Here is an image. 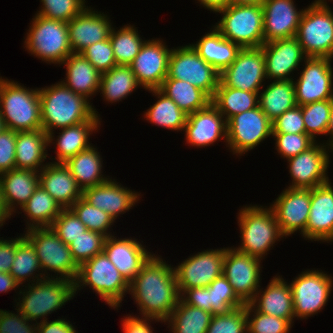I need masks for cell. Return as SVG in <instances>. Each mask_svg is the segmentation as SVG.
Returning a JSON list of instances; mask_svg holds the SVG:
<instances>
[{
	"label": "cell",
	"mask_w": 333,
	"mask_h": 333,
	"mask_svg": "<svg viewBox=\"0 0 333 333\" xmlns=\"http://www.w3.org/2000/svg\"><path fill=\"white\" fill-rule=\"evenodd\" d=\"M208 287L210 313L213 316L228 314L231 310L245 305L223 275L213 280Z\"/></svg>",
	"instance_id": "obj_45"
},
{
	"label": "cell",
	"mask_w": 333,
	"mask_h": 333,
	"mask_svg": "<svg viewBox=\"0 0 333 333\" xmlns=\"http://www.w3.org/2000/svg\"><path fill=\"white\" fill-rule=\"evenodd\" d=\"M272 133H306L301 106L296 105L273 120Z\"/></svg>",
	"instance_id": "obj_55"
},
{
	"label": "cell",
	"mask_w": 333,
	"mask_h": 333,
	"mask_svg": "<svg viewBox=\"0 0 333 333\" xmlns=\"http://www.w3.org/2000/svg\"><path fill=\"white\" fill-rule=\"evenodd\" d=\"M307 239L333 242V186L330 181L311 189Z\"/></svg>",
	"instance_id": "obj_26"
},
{
	"label": "cell",
	"mask_w": 333,
	"mask_h": 333,
	"mask_svg": "<svg viewBox=\"0 0 333 333\" xmlns=\"http://www.w3.org/2000/svg\"><path fill=\"white\" fill-rule=\"evenodd\" d=\"M261 261L262 259L235 248H225L222 275L244 304L250 303L260 288Z\"/></svg>",
	"instance_id": "obj_14"
},
{
	"label": "cell",
	"mask_w": 333,
	"mask_h": 333,
	"mask_svg": "<svg viewBox=\"0 0 333 333\" xmlns=\"http://www.w3.org/2000/svg\"><path fill=\"white\" fill-rule=\"evenodd\" d=\"M246 316L247 333H289L292 327L288 320L262 314L250 303L246 304Z\"/></svg>",
	"instance_id": "obj_48"
},
{
	"label": "cell",
	"mask_w": 333,
	"mask_h": 333,
	"mask_svg": "<svg viewBox=\"0 0 333 333\" xmlns=\"http://www.w3.org/2000/svg\"><path fill=\"white\" fill-rule=\"evenodd\" d=\"M64 164L69 168L82 190L110 179L109 176L107 178L103 175L102 157L97 147L94 148L93 145L69 158Z\"/></svg>",
	"instance_id": "obj_35"
},
{
	"label": "cell",
	"mask_w": 333,
	"mask_h": 333,
	"mask_svg": "<svg viewBox=\"0 0 333 333\" xmlns=\"http://www.w3.org/2000/svg\"><path fill=\"white\" fill-rule=\"evenodd\" d=\"M184 131L187 144L194 147L210 146L219 139L227 141V121L212 103L189 114Z\"/></svg>",
	"instance_id": "obj_24"
},
{
	"label": "cell",
	"mask_w": 333,
	"mask_h": 333,
	"mask_svg": "<svg viewBox=\"0 0 333 333\" xmlns=\"http://www.w3.org/2000/svg\"><path fill=\"white\" fill-rule=\"evenodd\" d=\"M42 129L67 128L86 121H100V114L84 96L71 91L61 81L39 88Z\"/></svg>",
	"instance_id": "obj_2"
},
{
	"label": "cell",
	"mask_w": 333,
	"mask_h": 333,
	"mask_svg": "<svg viewBox=\"0 0 333 333\" xmlns=\"http://www.w3.org/2000/svg\"><path fill=\"white\" fill-rule=\"evenodd\" d=\"M272 136V121L258 106L227 121L226 145L233 154L243 155Z\"/></svg>",
	"instance_id": "obj_13"
},
{
	"label": "cell",
	"mask_w": 333,
	"mask_h": 333,
	"mask_svg": "<svg viewBox=\"0 0 333 333\" xmlns=\"http://www.w3.org/2000/svg\"><path fill=\"white\" fill-rule=\"evenodd\" d=\"M6 129L5 123L2 120L1 114H0V133L3 132Z\"/></svg>",
	"instance_id": "obj_67"
},
{
	"label": "cell",
	"mask_w": 333,
	"mask_h": 333,
	"mask_svg": "<svg viewBox=\"0 0 333 333\" xmlns=\"http://www.w3.org/2000/svg\"><path fill=\"white\" fill-rule=\"evenodd\" d=\"M109 39L117 65L126 66L133 62L146 41L140 37L135 26L128 24L121 27L118 31H116L115 27H112Z\"/></svg>",
	"instance_id": "obj_43"
},
{
	"label": "cell",
	"mask_w": 333,
	"mask_h": 333,
	"mask_svg": "<svg viewBox=\"0 0 333 333\" xmlns=\"http://www.w3.org/2000/svg\"><path fill=\"white\" fill-rule=\"evenodd\" d=\"M24 235L18 236L16 238H11L10 240L0 239V272L9 273L14 257L16 254V246L24 239Z\"/></svg>",
	"instance_id": "obj_59"
},
{
	"label": "cell",
	"mask_w": 333,
	"mask_h": 333,
	"mask_svg": "<svg viewBox=\"0 0 333 333\" xmlns=\"http://www.w3.org/2000/svg\"><path fill=\"white\" fill-rule=\"evenodd\" d=\"M264 43L296 37L304 9L297 11L294 0H264Z\"/></svg>",
	"instance_id": "obj_23"
},
{
	"label": "cell",
	"mask_w": 333,
	"mask_h": 333,
	"mask_svg": "<svg viewBox=\"0 0 333 333\" xmlns=\"http://www.w3.org/2000/svg\"><path fill=\"white\" fill-rule=\"evenodd\" d=\"M139 86L130 66L117 65L101 74L99 92L107 102L115 103L131 95Z\"/></svg>",
	"instance_id": "obj_40"
},
{
	"label": "cell",
	"mask_w": 333,
	"mask_h": 333,
	"mask_svg": "<svg viewBox=\"0 0 333 333\" xmlns=\"http://www.w3.org/2000/svg\"><path fill=\"white\" fill-rule=\"evenodd\" d=\"M211 30L203 35L196 44L190 45L201 58L221 73L235 60L241 47L224 38L214 26Z\"/></svg>",
	"instance_id": "obj_34"
},
{
	"label": "cell",
	"mask_w": 333,
	"mask_h": 333,
	"mask_svg": "<svg viewBox=\"0 0 333 333\" xmlns=\"http://www.w3.org/2000/svg\"><path fill=\"white\" fill-rule=\"evenodd\" d=\"M39 185L58 202L63 209L70 208L83 190L64 163L48 162L39 172Z\"/></svg>",
	"instance_id": "obj_28"
},
{
	"label": "cell",
	"mask_w": 333,
	"mask_h": 333,
	"mask_svg": "<svg viewBox=\"0 0 333 333\" xmlns=\"http://www.w3.org/2000/svg\"><path fill=\"white\" fill-rule=\"evenodd\" d=\"M256 292L250 304L260 313L268 314L294 323L292 291L289 283L281 276H274L266 289Z\"/></svg>",
	"instance_id": "obj_30"
},
{
	"label": "cell",
	"mask_w": 333,
	"mask_h": 333,
	"mask_svg": "<svg viewBox=\"0 0 333 333\" xmlns=\"http://www.w3.org/2000/svg\"><path fill=\"white\" fill-rule=\"evenodd\" d=\"M296 38L307 57L333 58V11L325 0L304 9Z\"/></svg>",
	"instance_id": "obj_7"
},
{
	"label": "cell",
	"mask_w": 333,
	"mask_h": 333,
	"mask_svg": "<svg viewBox=\"0 0 333 333\" xmlns=\"http://www.w3.org/2000/svg\"><path fill=\"white\" fill-rule=\"evenodd\" d=\"M241 244L235 249L260 259L267 255L276 241L285 236L276 221L273 210L259 205L244 206L239 210Z\"/></svg>",
	"instance_id": "obj_5"
},
{
	"label": "cell",
	"mask_w": 333,
	"mask_h": 333,
	"mask_svg": "<svg viewBox=\"0 0 333 333\" xmlns=\"http://www.w3.org/2000/svg\"><path fill=\"white\" fill-rule=\"evenodd\" d=\"M50 227L68 246L87 230L70 208L63 209Z\"/></svg>",
	"instance_id": "obj_52"
},
{
	"label": "cell",
	"mask_w": 333,
	"mask_h": 333,
	"mask_svg": "<svg viewBox=\"0 0 333 333\" xmlns=\"http://www.w3.org/2000/svg\"><path fill=\"white\" fill-rule=\"evenodd\" d=\"M222 18L214 25L221 35L241 48L264 44L262 4L232 5L218 10Z\"/></svg>",
	"instance_id": "obj_8"
},
{
	"label": "cell",
	"mask_w": 333,
	"mask_h": 333,
	"mask_svg": "<svg viewBox=\"0 0 333 333\" xmlns=\"http://www.w3.org/2000/svg\"><path fill=\"white\" fill-rule=\"evenodd\" d=\"M172 49L160 39L146 40L129 65L138 84L145 90L159 89L167 77Z\"/></svg>",
	"instance_id": "obj_20"
},
{
	"label": "cell",
	"mask_w": 333,
	"mask_h": 333,
	"mask_svg": "<svg viewBox=\"0 0 333 333\" xmlns=\"http://www.w3.org/2000/svg\"><path fill=\"white\" fill-rule=\"evenodd\" d=\"M39 270H41V266L36 255L35 248L26 238H24L16 246V254L9 273L19 283V285H22L24 282H26V280L30 281L32 279L29 282L32 283L45 279L46 277L44 276L43 271ZM36 272L42 273L36 275Z\"/></svg>",
	"instance_id": "obj_44"
},
{
	"label": "cell",
	"mask_w": 333,
	"mask_h": 333,
	"mask_svg": "<svg viewBox=\"0 0 333 333\" xmlns=\"http://www.w3.org/2000/svg\"><path fill=\"white\" fill-rule=\"evenodd\" d=\"M329 148L317 141L306 151L287 159L292 179L290 188L312 189L329 182Z\"/></svg>",
	"instance_id": "obj_17"
},
{
	"label": "cell",
	"mask_w": 333,
	"mask_h": 333,
	"mask_svg": "<svg viewBox=\"0 0 333 333\" xmlns=\"http://www.w3.org/2000/svg\"><path fill=\"white\" fill-rule=\"evenodd\" d=\"M272 137L275 138V149L285 159L306 151L316 142L306 133H272Z\"/></svg>",
	"instance_id": "obj_53"
},
{
	"label": "cell",
	"mask_w": 333,
	"mask_h": 333,
	"mask_svg": "<svg viewBox=\"0 0 333 333\" xmlns=\"http://www.w3.org/2000/svg\"><path fill=\"white\" fill-rule=\"evenodd\" d=\"M264 0H229L232 5L262 4Z\"/></svg>",
	"instance_id": "obj_66"
},
{
	"label": "cell",
	"mask_w": 333,
	"mask_h": 333,
	"mask_svg": "<svg viewBox=\"0 0 333 333\" xmlns=\"http://www.w3.org/2000/svg\"><path fill=\"white\" fill-rule=\"evenodd\" d=\"M145 247L135 238L117 239L112 235L106 238L103 252L120 274L130 282L152 255Z\"/></svg>",
	"instance_id": "obj_27"
},
{
	"label": "cell",
	"mask_w": 333,
	"mask_h": 333,
	"mask_svg": "<svg viewBox=\"0 0 333 333\" xmlns=\"http://www.w3.org/2000/svg\"><path fill=\"white\" fill-rule=\"evenodd\" d=\"M142 317L168 319L180 299L174 266L152 254L129 282V293Z\"/></svg>",
	"instance_id": "obj_1"
},
{
	"label": "cell",
	"mask_w": 333,
	"mask_h": 333,
	"mask_svg": "<svg viewBox=\"0 0 333 333\" xmlns=\"http://www.w3.org/2000/svg\"><path fill=\"white\" fill-rule=\"evenodd\" d=\"M48 134L43 129L16 132L15 168L40 172L46 165Z\"/></svg>",
	"instance_id": "obj_32"
},
{
	"label": "cell",
	"mask_w": 333,
	"mask_h": 333,
	"mask_svg": "<svg viewBox=\"0 0 333 333\" xmlns=\"http://www.w3.org/2000/svg\"><path fill=\"white\" fill-rule=\"evenodd\" d=\"M0 114L6 129L15 132L42 129L39 88L30 89L18 82H0Z\"/></svg>",
	"instance_id": "obj_3"
},
{
	"label": "cell",
	"mask_w": 333,
	"mask_h": 333,
	"mask_svg": "<svg viewBox=\"0 0 333 333\" xmlns=\"http://www.w3.org/2000/svg\"><path fill=\"white\" fill-rule=\"evenodd\" d=\"M140 194L117 183L115 179L83 189L82 198L89 204L110 215L114 221L120 214L129 211L136 202L138 203Z\"/></svg>",
	"instance_id": "obj_25"
},
{
	"label": "cell",
	"mask_w": 333,
	"mask_h": 333,
	"mask_svg": "<svg viewBox=\"0 0 333 333\" xmlns=\"http://www.w3.org/2000/svg\"><path fill=\"white\" fill-rule=\"evenodd\" d=\"M166 78L189 82L212 99L220 82V73L189 44L173 47Z\"/></svg>",
	"instance_id": "obj_11"
},
{
	"label": "cell",
	"mask_w": 333,
	"mask_h": 333,
	"mask_svg": "<svg viewBox=\"0 0 333 333\" xmlns=\"http://www.w3.org/2000/svg\"><path fill=\"white\" fill-rule=\"evenodd\" d=\"M21 210L28 221L25 229H30L50 227L63 208L39 185Z\"/></svg>",
	"instance_id": "obj_38"
},
{
	"label": "cell",
	"mask_w": 333,
	"mask_h": 333,
	"mask_svg": "<svg viewBox=\"0 0 333 333\" xmlns=\"http://www.w3.org/2000/svg\"><path fill=\"white\" fill-rule=\"evenodd\" d=\"M180 299L190 306L210 312L209 287H193L180 293Z\"/></svg>",
	"instance_id": "obj_58"
},
{
	"label": "cell",
	"mask_w": 333,
	"mask_h": 333,
	"mask_svg": "<svg viewBox=\"0 0 333 333\" xmlns=\"http://www.w3.org/2000/svg\"><path fill=\"white\" fill-rule=\"evenodd\" d=\"M24 45L31 55L46 63L60 64L71 54L67 23L35 14Z\"/></svg>",
	"instance_id": "obj_9"
},
{
	"label": "cell",
	"mask_w": 333,
	"mask_h": 333,
	"mask_svg": "<svg viewBox=\"0 0 333 333\" xmlns=\"http://www.w3.org/2000/svg\"><path fill=\"white\" fill-rule=\"evenodd\" d=\"M63 318L37 323L38 333H78L73 324Z\"/></svg>",
	"instance_id": "obj_61"
},
{
	"label": "cell",
	"mask_w": 333,
	"mask_h": 333,
	"mask_svg": "<svg viewBox=\"0 0 333 333\" xmlns=\"http://www.w3.org/2000/svg\"><path fill=\"white\" fill-rule=\"evenodd\" d=\"M150 321V322H149ZM151 321L155 322H163L161 320H158L156 318H146L139 316H125L124 319L122 318V328L124 333H154L153 328L151 327L150 323Z\"/></svg>",
	"instance_id": "obj_60"
},
{
	"label": "cell",
	"mask_w": 333,
	"mask_h": 333,
	"mask_svg": "<svg viewBox=\"0 0 333 333\" xmlns=\"http://www.w3.org/2000/svg\"><path fill=\"white\" fill-rule=\"evenodd\" d=\"M69 43L73 53H81L90 45L109 39L112 23L107 14L88 6L68 23Z\"/></svg>",
	"instance_id": "obj_22"
},
{
	"label": "cell",
	"mask_w": 333,
	"mask_h": 333,
	"mask_svg": "<svg viewBox=\"0 0 333 333\" xmlns=\"http://www.w3.org/2000/svg\"><path fill=\"white\" fill-rule=\"evenodd\" d=\"M17 314L0 309V333H38L37 324L22 315L17 308Z\"/></svg>",
	"instance_id": "obj_56"
},
{
	"label": "cell",
	"mask_w": 333,
	"mask_h": 333,
	"mask_svg": "<svg viewBox=\"0 0 333 333\" xmlns=\"http://www.w3.org/2000/svg\"><path fill=\"white\" fill-rule=\"evenodd\" d=\"M27 286L24 290L20 289L18 294L23 297L18 298L16 308L30 323L34 321L37 324L39 319H42L40 322L48 320L49 314L57 312L75 296L74 281L66 278L49 277Z\"/></svg>",
	"instance_id": "obj_4"
},
{
	"label": "cell",
	"mask_w": 333,
	"mask_h": 333,
	"mask_svg": "<svg viewBox=\"0 0 333 333\" xmlns=\"http://www.w3.org/2000/svg\"><path fill=\"white\" fill-rule=\"evenodd\" d=\"M106 236L86 230L69 245L71 254L78 266L92 259L104 250Z\"/></svg>",
	"instance_id": "obj_49"
},
{
	"label": "cell",
	"mask_w": 333,
	"mask_h": 333,
	"mask_svg": "<svg viewBox=\"0 0 333 333\" xmlns=\"http://www.w3.org/2000/svg\"><path fill=\"white\" fill-rule=\"evenodd\" d=\"M16 132L5 129L0 133V174L15 169Z\"/></svg>",
	"instance_id": "obj_57"
},
{
	"label": "cell",
	"mask_w": 333,
	"mask_h": 333,
	"mask_svg": "<svg viewBox=\"0 0 333 333\" xmlns=\"http://www.w3.org/2000/svg\"><path fill=\"white\" fill-rule=\"evenodd\" d=\"M267 79L262 47L241 48L235 60L220 73V82L230 88L260 92Z\"/></svg>",
	"instance_id": "obj_15"
},
{
	"label": "cell",
	"mask_w": 333,
	"mask_h": 333,
	"mask_svg": "<svg viewBox=\"0 0 333 333\" xmlns=\"http://www.w3.org/2000/svg\"><path fill=\"white\" fill-rule=\"evenodd\" d=\"M265 57L266 77L271 80H294L290 74L300 63L304 62L305 55L302 46L296 37L278 39L262 46Z\"/></svg>",
	"instance_id": "obj_21"
},
{
	"label": "cell",
	"mask_w": 333,
	"mask_h": 333,
	"mask_svg": "<svg viewBox=\"0 0 333 333\" xmlns=\"http://www.w3.org/2000/svg\"><path fill=\"white\" fill-rule=\"evenodd\" d=\"M81 54L101 73L117 66L110 39L99 41L85 48Z\"/></svg>",
	"instance_id": "obj_54"
},
{
	"label": "cell",
	"mask_w": 333,
	"mask_h": 333,
	"mask_svg": "<svg viewBox=\"0 0 333 333\" xmlns=\"http://www.w3.org/2000/svg\"><path fill=\"white\" fill-rule=\"evenodd\" d=\"M225 248L210 249L190 256L174 267L178 291L193 287H208L222 275Z\"/></svg>",
	"instance_id": "obj_18"
},
{
	"label": "cell",
	"mask_w": 333,
	"mask_h": 333,
	"mask_svg": "<svg viewBox=\"0 0 333 333\" xmlns=\"http://www.w3.org/2000/svg\"><path fill=\"white\" fill-rule=\"evenodd\" d=\"M9 218H11V216L7 213V211L4 208L0 193V228L5 224V221Z\"/></svg>",
	"instance_id": "obj_65"
},
{
	"label": "cell",
	"mask_w": 333,
	"mask_h": 333,
	"mask_svg": "<svg viewBox=\"0 0 333 333\" xmlns=\"http://www.w3.org/2000/svg\"><path fill=\"white\" fill-rule=\"evenodd\" d=\"M61 65L66 68V80L61 82L71 91L89 101L99 92L101 73L81 53H71Z\"/></svg>",
	"instance_id": "obj_31"
},
{
	"label": "cell",
	"mask_w": 333,
	"mask_h": 333,
	"mask_svg": "<svg viewBox=\"0 0 333 333\" xmlns=\"http://www.w3.org/2000/svg\"><path fill=\"white\" fill-rule=\"evenodd\" d=\"M266 87L258 94V105L271 121L297 105L294 80H273Z\"/></svg>",
	"instance_id": "obj_36"
},
{
	"label": "cell",
	"mask_w": 333,
	"mask_h": 333,
	"mask_svg": "<svg viewBox=\"0 0 333 333\" xmlns=\"http://www.w3.org/2000/svg\"><path fill=\"white\" fill-rule=\"evenodd\" d=\"M204 8L216 13L229 5V0H197Z\"/></svg>",
	"instance_id": "obj_63"
},
{
	"label": "cell",
	"mask_w": 333,
	"mask_h": 333,
	"mask_svg": "<svg viewBox=\"0 0 333 333\" xmlns=\"http://www.w3.org/2000/svg\"><path fill=\"white\" fill-rule=\"evenodd\" d=\"M258 94L259 92L226 87L219 82L211 103L228 121L236 114L258 107Z\"/></svg>",
	"instance_id": "obj_41"
},
{
	"label": "cell",
	"mask_w": 333,
	"mask_h": 333,
	"mask_svg": "<svg viewBox=\"0 0 333 333\" xmlns=\"http://www.w3.org/2000/svg\"><path fill=\"white\" fill-rule=\"evenodd\" d=\"M38 186L39 172L37 171L15 168L1 173L0 193L7 213L11 216L17 211L18 206L21 209Z\"/></svg>",
	"instance_id": "obj_29"
},
{
	"label": "cell",
	"mask_w": 333,
	"mask_h": 333,
	"mask_svg": "<svg viewBox=\"0 0 333 333\" xmlns=\"http://www.w3.org/2000/svg\"><path fill=\"white\" fill-rule=\"evenodd\" d=\"M310 203L311 189L287 187L270 205L285 237L300 231L306 239Z\"/></svg>",
	"instance_id": "obj_19"
},
{
	"label": "cell",
	"mask_w": 333,
	"mask_h": 333,
	"mask_svg": "<svg viewBox=\"0 0 333 333\" xmlns=\"http://www.w3.org/2000/svg\"><path fill=\"white\" fill-rule=\"evenodd\" d=\"M23 235L35 248L46 278H49V272H47L49 270L57 273V276L51 275V278H66L75 281L79 266L72 257L70 247L57 236L51 227L30 228Z\"/></svg>",
	"instance_id": "obj_10"
},
{
	"label": "cell",
	"mask_w": 333,
	"mask_h": 333,
	"mask_svg": "<svg viewBox=\"0 0 333 333\" xmlns=\"http://www.w3.org/2000/svg\"><path fill=\"white\" fill-rule=\"evenodd\" d=\"M332 99L316 101L301 106L306 134L314 141L316 135H326L330 120Z\"/></svg>",
	"instance_id": "obj_46"
},
{
	"label": "cell",
	"mask_w": 333,
	"mask_h": 333,
	"mask_svg": "<svg viewBox=\"0 0 333 333\" xmlns=\"http://www.w3.org/2000/svg\"><path fill=\"white\" fill-rule=\"evenodd\" d=\"M76 291L81 286H88L100 296L112 309H118L125 293H129V282L120 274L115 265L102 252L79 266L78 275L74 281Z\"/></svg>",
	"instance_id": "obj_6"
},
{
	"label": "cell",
	"mask_w": 333,
	"mask_h": 333,
	"mask_svg": "<svg viewBox=\"0 0 333 333\" xmlns=\"http://www.w3.org/2000/svg\"><path fill=\"white\" fill-rule=\"evenodd\" d=\"M159 90L188 115L211 103V98L204 91L186 81L165 78Z\"/></svg>",
	"instance_id": "obj_37"
},
{
	"label": "cell",
	"mask_w": 333,
	"mask_h": 333,
	"mask_svg": "<svg viewBox=\"0 0 333 333\" xmlns=\"http://www.w3.org/2000/svg\"><path fill=\"white\" fill-rule=\"evenodd\" d=\"M101 121H86L74 126L62 128L61 133L54 140V132L48 134V146L56 143V158L58 163H65L69 158L76 156L79 152L91 146L89 135L93 134L101 126ZM55 141V142H53Z\"/></svg>",
	"instance_id": "obj_33"
},
{
	"label": "cell",
	"mask_w": 333,
	"mask_h": 333,
	"mask_svg": "<svg viewBox=\"0 0 333 333\" xmlns=\"http://www.w3.org/2000/svg\"><path fill=\"white\" fill-rule=\"evenodd\" d=\"M70 209L87 227V230L98 232L106 237L112 236L109 230L115 221L106 212L89 204L82 197L79 198Z\"/></svg>",
	"instance_id": "obj_47"
},
{
	"label": "cell",
	"mask_w": 333,
	"mask_h": 333,
	"mask_svg": "<svg viewBox=\"0 0 333 333\" xmlns=\"http://www.w3.org/2000/svg\"><path fill=\"white\" fill-rule=\"evenodd\" d=\"M294 317L307 319L323 310L333 287L332 276L322 270H305L289 284Z\"/></svg>",
	"instance_id": "obj_12"
},
{
	"label": "cell",
	"mask_w": 333,
	"mask_h": 333,
	"mask_svg": "<svg viewBox=\"0 0 333 333\" xmlns=\"http://www.w3.org/2000/svg\"><path fill=\"white\" fill-rule=\"evenodd\" d=\"M330 58L307 57L299 78L294 81L297 105L333 99V68Z\"/></svg>",
	"instance_id": "obj_16"
},
{
	"label": "cell",
	"mask_w": 333,
	"mask_h": 333,
	"mask_svg": "<svg viewBox=\"0 0 333 333\" xmlns=\"http://www.w3.org/2000/svg\"><path fill=\"white\" fill-rule=\"evenodd\" d=\"M42 8L36 12L39 16L68 23L87 6L85 0H40Z\"/></svg>",
	"instance_id": "obj_50"
},
{
	"label": "cell",
	"mask_w": 333,
	"mask_h": 333,
	"mask_svg": "<svg viewBox=\"0 0 333 333\" xmlns=\"http://www.w3.org/2000/svg\"><path fill=\"white\" fill-rule=\"evenodd\" d=\"M157 101L150 106L144 114V117L151 124L161 126L162 128L173 131H184L188 114L181 110L178 105L168 98L159 89H150Z\"/></svg>",
	"instance_id": "obj_39"
},
{
	"label": "cell",
	"mask_w": 333,
	"mask_h": 333,
	"mask_svg": "<svg viewBox=\"0 0 333 333\" xmlns=\"http://www.w3.org/2000/svg\"><path fill=\"white\" fill-rule=\"evenodd\" d=\"M212 316L210 312L185 304L179 299L165 324L168 323L171 333H206Z\"/></svg>",
	"instance_id": "obj_42"
},
{
	"label": "cell",
	"mask_w": 333,
	"mask_h": 333,
	"mask_svg": "<svg viewBox=\"0 0 333 333\" xmlns=\"http://www.w3.org/2000/svg\"><path fill=\"white\" fill-rule=\"evenodd\" d=\"M19 286L10 273L0 272V293L16 290Z\"/></svg>",
	"instance_id": "obj_62"
},
{
	"label": "cell",
	"mask_w": 333,
	"mask_h": 333,
	"mask_svg": "<svg viewBox=\"0 0 333 333\" xmlns=\"http://www.w3.org/2000/svg\"><path fill=\"white\" fill-rule=\"evenodd\" d=\"M206 333H247L246 304L228 314L212 316Z\"/></svg>",
	"instance_id": "obj_51"
},
{
	"label": "cell",
	"mask_w": 333,
	"mask_h": 333,
	"mask_svg": "<svg viewBox=\"0 0 333 333\" xmlns=\"http://www.w3.org/2000/svg\"><path fill=\"white\" fill-rule=\"evenodd\" d=\"M330 136L331 140L328 139V141L325 143V145L327 146V148L331 149V151H333V99H332V108H331V112H330V120H329V124H328V128H327V133L326 136Z\"/></svg>",
	"instance_id": "obj_64"
}]
</instances>
